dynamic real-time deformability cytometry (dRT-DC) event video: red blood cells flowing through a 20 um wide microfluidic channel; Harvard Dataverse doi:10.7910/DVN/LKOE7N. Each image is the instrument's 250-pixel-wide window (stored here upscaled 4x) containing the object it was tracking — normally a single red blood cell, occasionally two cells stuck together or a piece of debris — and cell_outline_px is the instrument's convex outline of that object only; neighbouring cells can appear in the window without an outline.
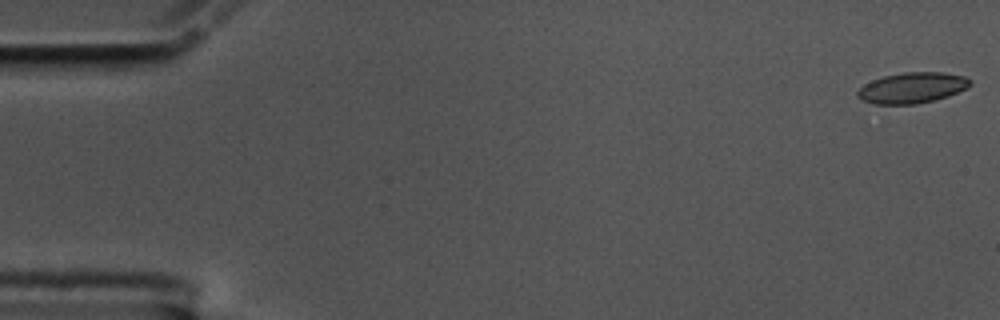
{"species": "common noctule bat (a hibernating species)", "species_latin": "Nyctalus noctula", "temperature_condition": "cold", "stored_images_in_passage": 57, "camera_frame_rate_fps": 3000, "um_per_image_px": 0.085, "animal": {"sex": "male", "body_mass_g": 17.5, "forearm_length_mm": 52.3}, "frame": {"image": 1, "passage_image": 1, "time_ms": 0.0, "image_size_px": [1000, 320], "cell_outline_px": [[972, 84], [968, 88], [948, 96], [916, 104], [872, 104], [860, 100], [856, 96], [856, 92], [864, 84], [872, 80], [884, 76], [904, 72], [940, 72], [964, 76], [972, 80]], "centroid_in_image_um": [77.52, 7.46], "position_along_channel_um": 7.5, "area_um2": 20.29}}
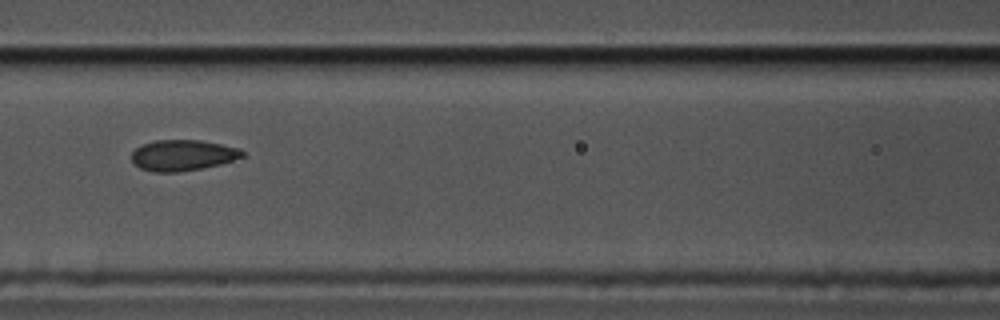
{"frame": {"image": 2, "passage_image": 25, "time_ms": 8.0, "image_size_px": [1000, 320], "cell_outline_px": [[244, 156], [220, 164], [200, 168], [176, 172], [152, 172], [140, 168], [132, 164], [132, 152], [140, 144], [156, 140], [200, 140], [240, 148], [244, 152]], "centroid_in_image_um": [15.49, 13.19], "position_along_channel_um": 151.1, "area_um2": 19.94}}
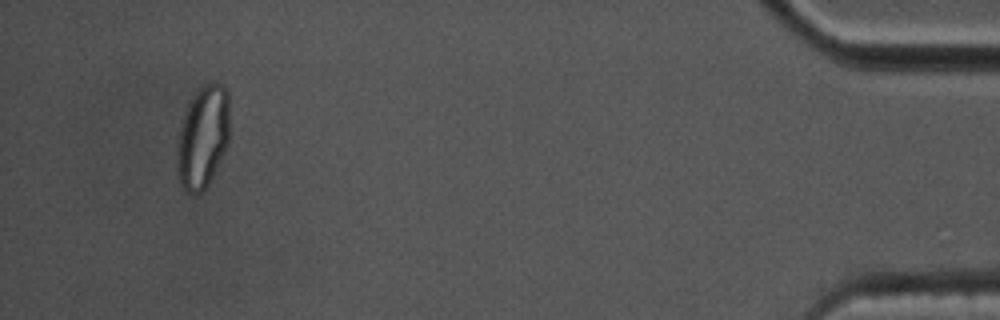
{"frame": {"image": 3, "passage_image": 54, "time_ms": 17.667, "image_size_px": [1000, 320], "cell_outline_px": [[228, 144], [208, 184], [200, 192], [192, 196], [188, 196], [184, 192], [180, 184], [176, 168], [176, 164], [180, 128], [184, 112], [196, 88], [208, 80], [224, 84], [228, 92]], "centroid_in_image_um": [17.22, 11.61], "position_along_channel_um": 418.0, "area_um2": 31.91}}